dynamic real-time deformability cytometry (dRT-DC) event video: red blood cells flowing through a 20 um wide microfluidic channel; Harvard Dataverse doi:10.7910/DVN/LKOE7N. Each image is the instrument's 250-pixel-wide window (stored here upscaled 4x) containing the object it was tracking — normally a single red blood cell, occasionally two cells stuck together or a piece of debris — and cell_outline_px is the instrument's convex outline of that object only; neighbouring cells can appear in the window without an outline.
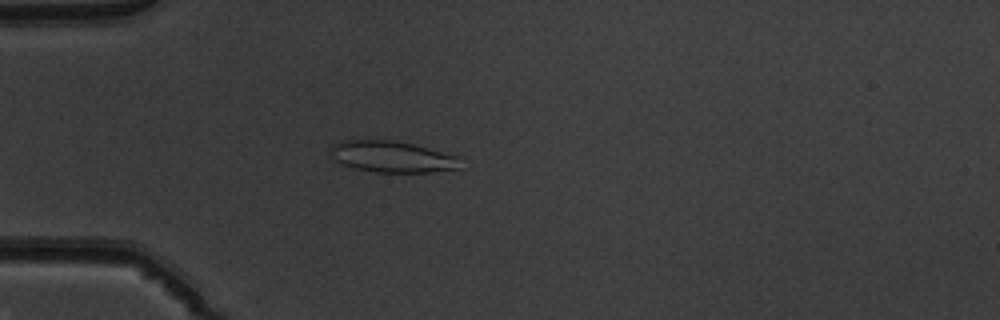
{"species": "common noctule bat (a hibernating species)", "species_latin": "Nyctalus noctula", "temperature_condition": "warm", "stored_images_in_passage": 50, "camera_frame_rate_fps": 3000, "um_per_image_px": 0.085, "animal": {"sex": "male", "body_mass_g": 19.5, "forearm_length_mm": 54.6}, "frame": {"image": 1, "passage_image": 14, "time_ms": 4.333, "image_size_px": [1000, 320], "cell_outline_px": [[460, 168], [428, 172], [376, 172], [356, 168], [340, 164], [332, 156], [332, 144], [344, 140], [392, 140], [412, 144], [460, 156]], "centroid_in_image_um": [33.35, 13.32], "position_along_channel_um": 51.7, "area_um2": 23.52}}
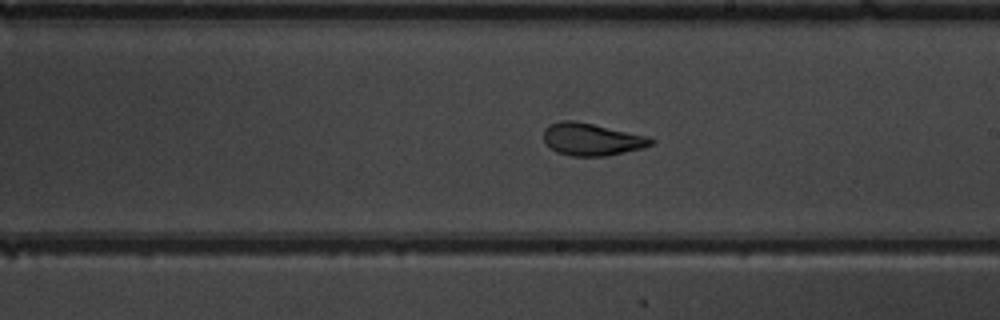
{"frame": {"image": 2, "passage_image": 29, "time_ms": 9.333, "image_size_px": [1000, 320], "cell_outline_px": [[656, 140], [652, 144], [640, 148], [608, 156], [572, 156], [556, 152], [544, 140], [544, 128], [548, 124], [560, 120], [572, 120], [592, 124], [648, 136]], "centroid_in_image_um": [50.27, 11.84], "position_along_channel_um": 238.7, "area_um2": 20.11}}
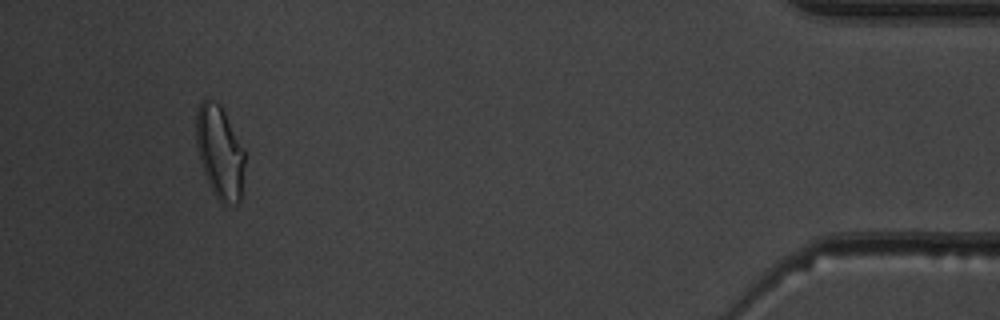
{"frame": {"image": 3, "passage_image": 47, "time_ms": 15.333, "image_size_px": [1000, 320], "cell_outline_px": [[244, 164], [240, 200], [236, 204], [224, 204], [216, 196], [208, 180], [200, 160], [196, 144], [196, 112], [200, 104], [204, 100], [212, 100], [220, 104], [244, 148]], "centroid_in_image_um": [18.69, 12.91], "position_along_channel_um": 416.5, "area_um2": 25.84}, "authors_computed_cell_mechanics": {"area_um2": 22.2819, "velocity_mm_per_s": 4.0135, "shape_relaxation_time_tau1_ms": 6.5504, "shape_relaxation_time_tau2_ms": 1.26, "deformation_change_tau1": 0.1761, "deformation_change_tau2": 0.0715}}